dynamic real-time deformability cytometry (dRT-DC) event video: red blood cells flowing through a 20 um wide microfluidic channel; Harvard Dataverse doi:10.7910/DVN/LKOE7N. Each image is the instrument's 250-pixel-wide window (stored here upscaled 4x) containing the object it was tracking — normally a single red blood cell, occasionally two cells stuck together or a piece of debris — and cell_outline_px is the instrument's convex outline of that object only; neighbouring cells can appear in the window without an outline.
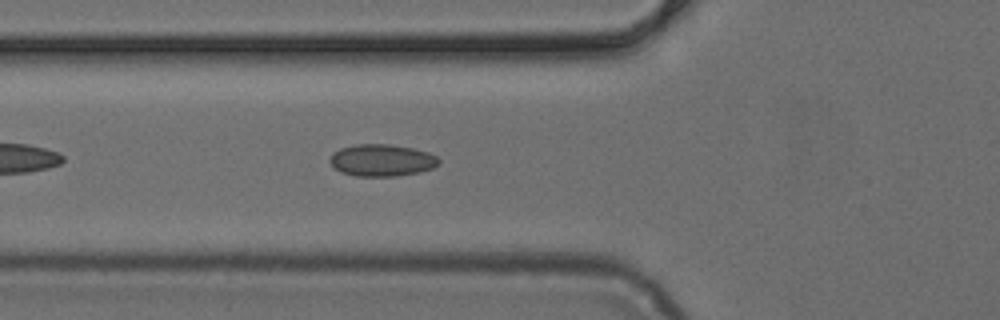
{"species": "common noctule bat (a hibernating species)", "species_latin": "Nyctalus noctula", "temperature_condition": "cold", "stored_images_in_passage": 38, "camera_frame_rate_fps": 3000, "um_per_image_px": 0.085, "animal": {"sex": "female", "body_mass_g": 24.6, "forearm_length_mm": 56.2}, "frame": {"image": 1, "passage_image": 6, "time_ms": 1.667, "image_size_px": [1000, 320], "cell_outline_px": [[440, 164], [432, 168], [420, 172], [396, 176], [356, 176], [340, 172], [328, 160], [332, 152], [340, 148], [356, 144], [388, 144], [412, 148], [428, 152], [436, 156], [440, 160]], "centroid_in_image_um": [32.45, 13.62], "position_along_channel_um": 93.4, "area_um2": 20.4}}
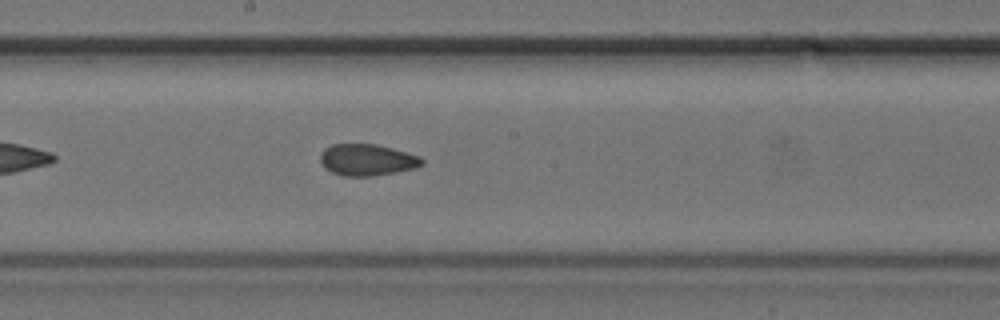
{"frame": {"image": 2, "passage_image": 15, "time_ms": 4.667, "image_size_px": [1000, 320], "cell_outline_px": [[424, 164], [416, 168], [396, 172], [372, 176], [340, 176], [324, 168], [320, 160], [320, 152], [324, 148], [332, 144], [376, 144], [392, 148], [420, 156], [424, 160]], "centroid_in_image_um": [31.19, 13.59], "position_along_channel_um": 217.0, "area_um2": 18.9}}
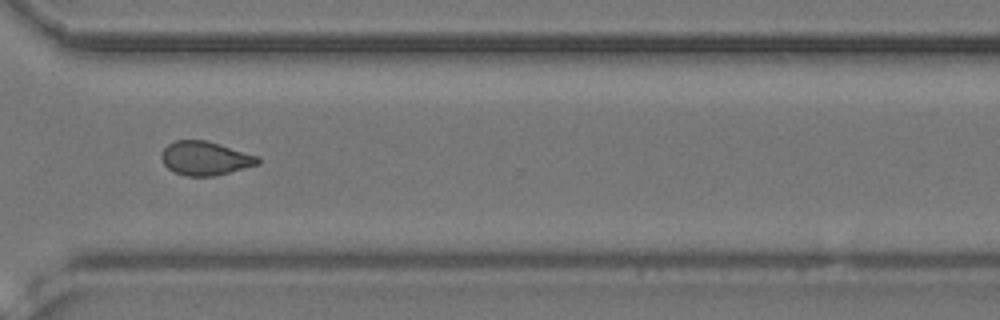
{"frame": {"image": 3, "passage_image": 25, "time_ms": 8.0, "image_size_px": [1000, 320], "cell_outline_px": [[260, 164], [216, 176], [184, 176], [168, 168], [164, 164], [160, 156], [164, 148], [168, 144], [176, 140], [208, 140], [260, 156]], "centroid_in_image_um": [17.48, 13.45], "position_along_channel_um": 353.1, "area_um2": 19.25}}